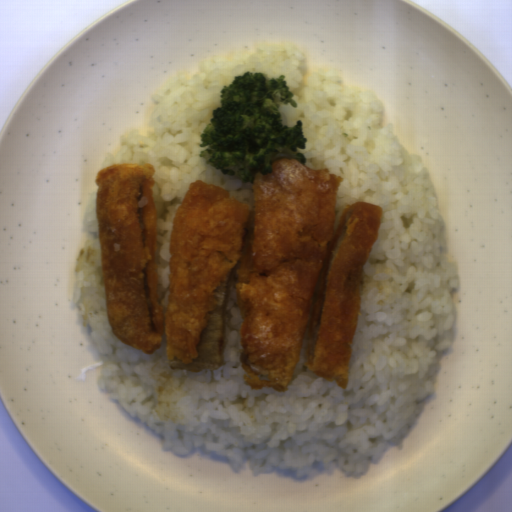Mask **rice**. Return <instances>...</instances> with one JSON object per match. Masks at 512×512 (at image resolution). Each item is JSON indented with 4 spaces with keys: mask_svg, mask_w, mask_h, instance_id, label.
<instances>
[{
    "mask_svg": "<svg viewBox=\"0 0 512 512\" xmlns=\"http://www.w3.org/2000/svg\"><path fill=\"white\" fill-rule=\"evenodd\" d=\"M306 55L294 40L271 39L209 54L196 70L170 75L151 95L149 121L119 134L117 163L154 167L156 257L160 308L170 296V238L174 216L190 182L223 187L251 208L252 183L207 165L201 133L220 91L247 71L284 75L297 102L279 104L282 125H303L312 170L342 177L336 193L334 232L347 205L368 202L383 209L378 240L363 265L360 305L345 388L304 366L308 326L287 392L250 389L240 363L242 313L229 290L223 365L192 372L170 369L163 335L146 354L113 334L104 288L97 190L88 193L82 229L94 232L78 251L72 270L82 272L77 311L101 359L97 391L114 393L132 417L162 437V448L187 456L202 445L239 472L244 458L252 475L289 469L314 477L333 464L347 478L365 477L387 444L404 439L427 398L432 378L448 352L458 321L453 293L460 265L450 258L446 220L426 160L405 149L395 126H383L377 93L347 81L342 71L316 66L304 72Z\"/></svg>",
    "mask_w": 512,
    "mask_h": 512,
    "instance_id": "1",
    "label": "rice"
}]
</instances>
